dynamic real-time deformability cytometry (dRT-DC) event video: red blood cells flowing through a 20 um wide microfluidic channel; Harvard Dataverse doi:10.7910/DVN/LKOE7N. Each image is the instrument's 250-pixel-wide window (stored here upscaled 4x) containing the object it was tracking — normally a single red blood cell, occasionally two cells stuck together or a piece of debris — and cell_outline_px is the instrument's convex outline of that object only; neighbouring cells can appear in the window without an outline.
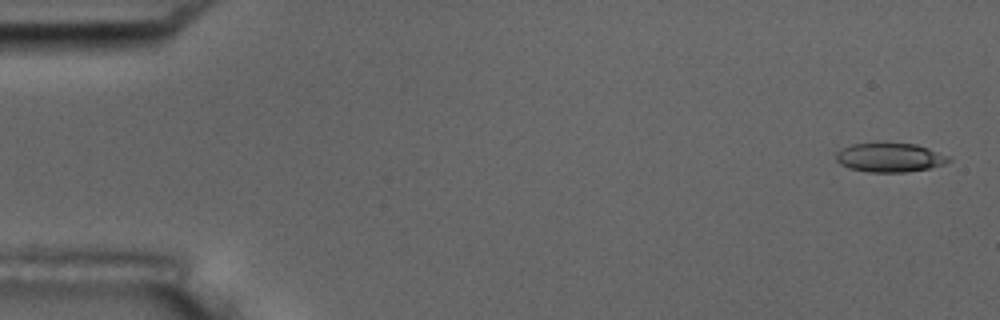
{"species": "common noctule bat (a hibernating species)", "species_latin": "Nyctalus noctula", "temperature_condition": "room temperature", "stored_images_in_passage": 5, "camera_frame_rate_fps": 3000, "um_per_image_px": 0.085, "animal": {"sex": "male", "body_mass_g": 17.5, "forearm_length_mm": 52.3}, "frame": {"image": 1, "passage_image": 1, "time_ms": 0.0, "image_size_px": [1000, 320], "cell_outline_px": [[952, 160], [944, 164], [928, 168], [904, 172], [868, 172], [848, 168], [840, 164], [836, 160], [836, 152], [840, 148], [852, 144], [876, 140], [916, 144], [952, 156]], "centroid_in_image_um": [75.61, 13.34], "position_along_channel_um": 9.4, "area_um2": 19.94}}
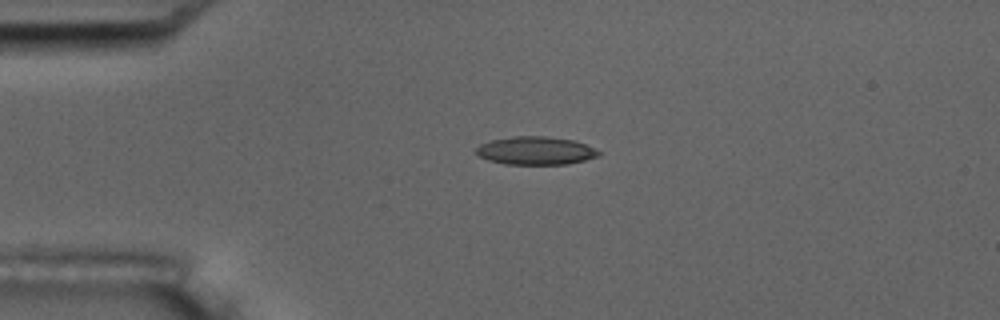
{"frame": {"image": 2, "passage_image": 4, "time_ms": 3.667, "image_size_px": [1000, 320], "cell_outline_px": [[604, 152], [600, 156], [568, 164], [504, 164], [488, 160], [480, 156], [476, 152], [476, 148], [480, 144], [492, 140], [512, 136], [544, 136], [572, 140], [596, 148]], "centroid_in_image_um": [45.57, 12.81], "position_along_channel_um": 39.4, "area_um2": 20.11}}